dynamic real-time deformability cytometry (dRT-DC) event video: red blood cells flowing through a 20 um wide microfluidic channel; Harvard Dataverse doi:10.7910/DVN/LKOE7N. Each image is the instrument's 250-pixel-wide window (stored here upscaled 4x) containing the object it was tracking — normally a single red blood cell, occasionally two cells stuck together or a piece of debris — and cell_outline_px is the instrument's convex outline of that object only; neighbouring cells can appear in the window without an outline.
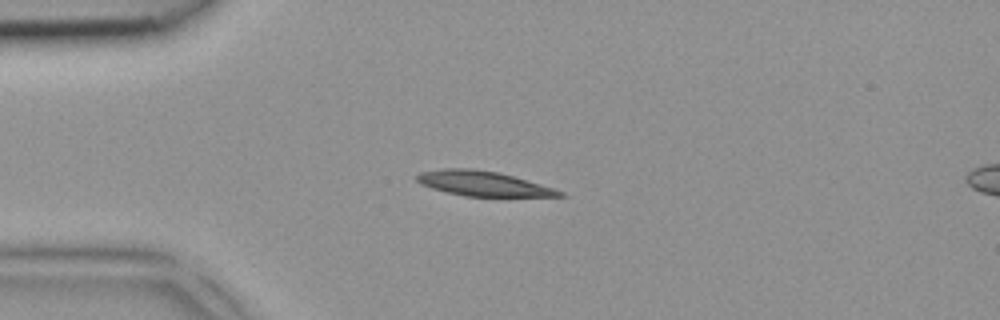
{"species": "common noctule bat (a hibernating species)", "species_latin": "Nyctalus noctula", "temperature_condition": "room temperature", "stored_images_in_passage": 4, "camera_frame_rate_fps": 3000, "um_per_image_px": 0.085, "animal": {"sex": "female", "body_mass_g": 18.4}, "frame": {"image": 1, "passage_image": 3, "time_ms": 0.667, "image_size_px": [1000, 320], "cell_outline_px": [[568, 196], [464, 196], [432, 188], [420, 184], [416, 180], [416, 176], [420, 172], [440, 168], [472, 168], [500, 172], [540, 184], [564, 192]], "centroid_in_image_um": [41.02, 15.59], "position_along_channel_um": 44.0, "area_um2": 20.58}}